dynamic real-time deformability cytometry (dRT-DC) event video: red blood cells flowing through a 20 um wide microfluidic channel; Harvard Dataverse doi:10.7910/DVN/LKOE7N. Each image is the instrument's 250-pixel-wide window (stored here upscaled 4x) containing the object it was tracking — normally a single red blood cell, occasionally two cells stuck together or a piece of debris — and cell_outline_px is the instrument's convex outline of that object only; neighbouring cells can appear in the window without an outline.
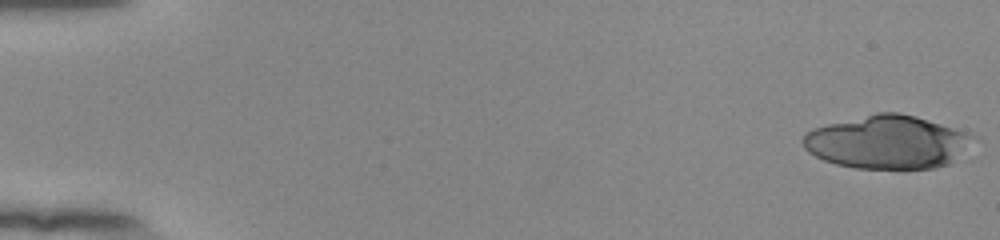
{"species": "human", "species_latin": "Homo sapiens", "temperature_condition": "room temperature", "stored_images_in_passage": 22, "camera_frame_rate_fps": 3000, "um_per_image_px": 0.085, "donor": {"sex": "female"}, "frame": {"image": 1, "passage_image": 1, "time_ms": 0.0, "image_size_px": [1000, 240], "cell_outline_px": [[980, 140], [948, 164], [936, 168], [904, 172], [900, 172], [856, 168], [836, 164], [824, 160], [808, 152], [804, 148], [804, 136], [812, 128], [876, 112], [896, 112], [916, 116], [972, 132], [980, 136]], "centroid_in_image_um": [75.56, 12.12], "position_along_channel_um": 9.4, "area_um2": 54.56}}
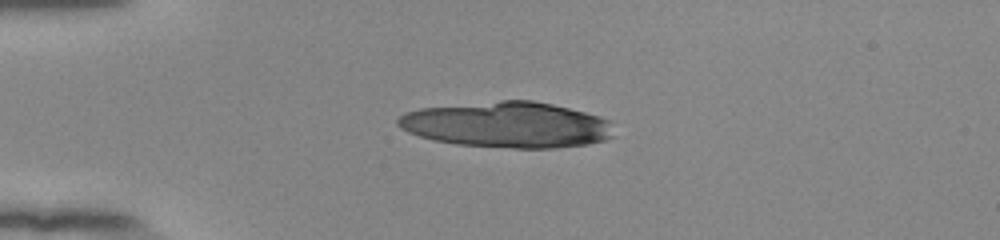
{"frame": {"image": 2, "passage_image": 14, "time_ms": 4.333, "image_size_px": [1000, 240], "cell_outline_px": [[616, 136], [604, 140], [588, 144], [552, 148], [512, 148], [456, 144], [432, 140], [408, 132], [400, 128], [396, 124], [396, 120], [404, 112], [420, 108], [500, 100], [532, 100], [552, 104], [600, 116], [608, 120]], "centroid_in_image_um": [43.09, 10.6], "position_along_channel_um": 41.9, "area_um2": 57.8}}